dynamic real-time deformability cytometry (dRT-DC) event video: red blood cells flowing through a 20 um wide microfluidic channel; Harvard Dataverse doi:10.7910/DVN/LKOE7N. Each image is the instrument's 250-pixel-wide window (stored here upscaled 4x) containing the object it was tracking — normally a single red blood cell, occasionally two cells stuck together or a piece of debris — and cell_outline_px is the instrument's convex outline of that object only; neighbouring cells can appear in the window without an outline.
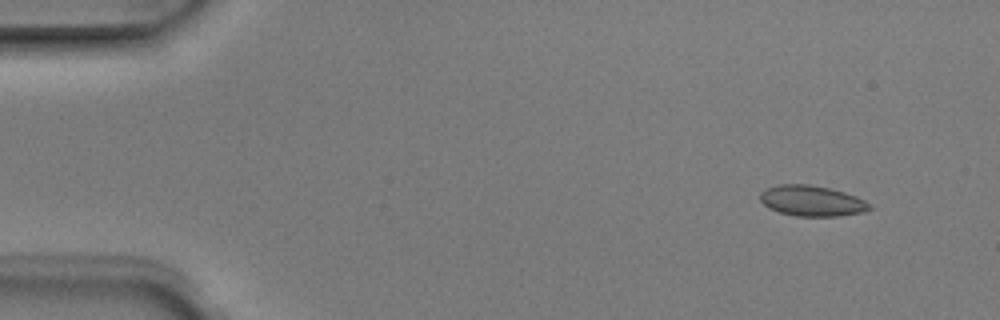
{"species": "Egyptian fruit bat (a non-hibernating species)", "species_latin": "Rousettus aegyptiacus", "temperature_condition": "room temperature", "stored_images_in_passage": 5, "camera_frame_rate_fps": 3000, "um_per_image_px": 0.085, "animal": {"sex": "male"}, "frame": {"image": 1, "passage_image": 2, "time_ms": 0.333, "image_size_px": [1000, 320], "cell_outline_px": [[872, 208], [864, 212], [836, 216], [796, 216], [780, 212], [768, 208], [760, 200], [760, 192], [768, 188], [780, 184], [808, 184], [828, 188], [844, 192], [856, 196], [864, 200]], "centroid_in_image_um": [68.99, 17.07], "position_along_channel_um": 16.0, "area_um2": 19.36}}
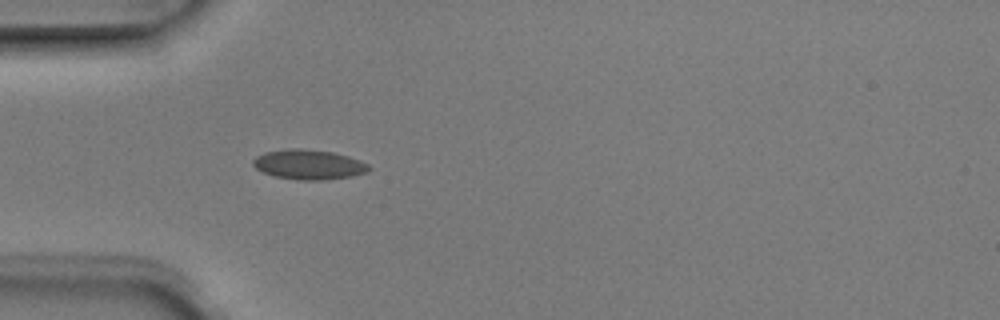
{"frame": {"image": 2, "passage_image": 5, "time_ms": 1.333, "image_size_px": [1000, 320], "cell_outline_px": [[372, 168], [368, 172], [352, 176], [320, 180], [300, 180], [276, 176], [264, 172], [256, 168], [252, 164], [252, 160], [256, 156], [264, 152], [288, 148], [300, 148], [332, 152], [348, 156], [360, 160], [368, 164]], "centroid_in_image_um": [26.25, 13.97], "position_along_channel_um": 58.7, "area_um2": 20.11}}